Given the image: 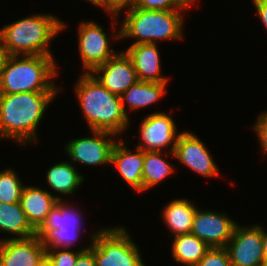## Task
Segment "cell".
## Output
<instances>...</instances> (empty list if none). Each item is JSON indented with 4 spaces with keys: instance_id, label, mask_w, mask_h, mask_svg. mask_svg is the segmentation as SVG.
I'll return each instance as SVG.
<instances>
[{
    "instance_id": "obj_26",
    "label": "cell",
    "mask_w": 267,
    "mask_h": 266,
    "mask_svg": "<svg viewBox=\"0 0 267 266\" xmlns=\"http://www.w3.org/2000/svg\"><path fill=\"white\" fill-rule=\"evenodd\" d=\"M91 243L86 246L80 248L78 251H71V249L66 248H46V256L45 262L49 266H74L77 262L79 254L89 249Z\"/></svg>"
},
{
    "instance_id": "obj_23",
    "label": "cell",
    "mask_w": 267,
    "mask_h": 266,
    "mask_svg": "<svg viewBox=\"0 0 267 266\" xmlns=\"http://www.w3.org/2000/svg\"><path fill=\"white\" fill-rule=\"evenodd\" d=\"M172 238V257L176 262L187 266H195L210 249L204 241L191 233Z\"/></svg>"
},
{
    "instance_id": "obj_31",
    "label": "cell",
    "mask_w": 267,
    "mask_h": 266,
    "mask_svg": "<svg viewBox=\"0 0 267 266\" xmlns=\"http://www.w3.org/2000/svg\"><path fill=\"white\" fill-rule=\"evenodd\" d=\"M74 266H96L92 243L89 249L84 250L79 254L77 262Z\"/></svg>"
},
{
    "instance_id": "obj_9",
    "label": "cell",
    "mask_w": 267,
    "mask_h": 266,
    "mask_svg": "<svg viewBox=\"0 0 267 266\" xmlns=\"http://www.w3.org/2000/svg\"><path fill=\"white\" fill-rule=\"evenodd\" d=\"M78 47L84 73H91L118 53L110 49L109 36L94 21L81 22L78 25Z\"/></svg>"
},
{
    "instance_id": "obj_16",
    "label": "cell",
    "mask_w": 267,
    "mask_h": 266,
    "mask_svg": "<svg viewBox=\"0 0 267 266\" xmlns=\"http://www.w3.org/2000/svg\"><path fill=\"white\" fill-rule=\"evenodd\" d=\"M125 141H116L111 153V162L121 178L138 193H142V170L144 150L136 147L133 152L125 146Z\"/></svg>"
},
{
    "instance_id": "obj_34",
    "label": "cell",
    "mask_w": 267,
    "mask_h": 266,
    "mask_svg": "<svg viewBox=\"0 0 267 266\" xmlns=\"http://www.w3.org/2000/svg\"><path fill=\"white\" fill-rule=\"evenodd\" d=\"M5 51L1 48V45H0V73H1V68H2V64H3V61L5 59Z\"/></svg>"
},
{
    "instance_id": "obj_10",
    "label": "cell",
    "mask_w": 267,
    "mask_h": 266,
    "mask_svg": "<svg viewBox=\"0 0 267 266\" xmlns=\"http://www.w3.org/2000/svg\"><path fill=\"white\" fill-rule=\"evenodd\" d=\"M94 136L75 138L65 145L66 154L73 160L89 166L110 164L115 133L105 130H91ZM114 137V138H113Z\"/></svg>"
},
{
    "instance_id": "obj_17",
    "label": "cell",
    "mask_w": 267,
    "mask_h": 266,
    "mask_svg": "<svg viewBox=\"0 0 267 266\" xmlns=\"http://www.w3.org/2000/svg\"><path fill=\"white\" fill-rule=\"evenodd\" d=\"M124 52L131 59L139 81L168 82V78L161 75L162 67L157 43L130 45Z\"/></svg>"
},
{
    "instance_id": "obj_27",
    "label": "cell",
    "mask_w": 267,
    "mask_h": 266,
    "mask_svg": "<svg viewBox=\"0 0 267 266\" xmlns=\"http://www.w3.org/2000/svg\"><path fill=\"white\" fill-rule=\"evenodd\" d=\"M131 8L144 10L176 11L190 8L183 0H132Z\"/></svg>"
},
{
    "instance_id": "obj_20",
    "label": "cell",
    "mask_w": 267,
    "mask_h": 266,
    "mask_svg": "<svg viewBox=\"0 0 267 266\" xmlns=\"http://www.w3.org/2000/svg\"><path fill=\"white\" fill-rule=\"evenodd\" d=\"M188 199H176L165 205L162 218L173 237L180 234H189L192 229L193 218L197 206Z\"/></svg>"
},
{
    "instance_id": "obj_30",
    "label": "cell",
    "mask_w": 267,
    "mask_h": 266,
    "mask_svg": "<svg viewBox=\"0 0 267 266\" xmlns=\"http://www.w3.org/2000/svg\"><path fill=\"white\" fill-rule=\"evenodd\" d=\"M131 1L132 0H100V7L105 9L107 13H109L113 19L116 16L121 15V12L128 8H131ZM130 7V8H129Z\"/></svg>"
},
{
    "instance_id": "obj_4",
    "label": "cell",
    "mask_w": 267,
    "mask_h": 266,
    "mask_svg": "<svg viewBox=\"0 0 267 266\" xmlns=\"http://www.w3.org/2000/svg\"><path fill=\"white\" fill-rule=\"evenodd\" d=\"M66 28L57 16L35 14L0 29V45L6 55H53L50 41Z\"/></svg>"
},
{
    "instance_id": "obj_14",
    "label": "cell",
    "mask_w": 267,
    "mask_h": 266,
    "mask_svg": "<svg viewBox=\"0 0 267 266\" xmlns=\"http://www.w3.org/2000/svg\"><path fill=\"white\" fill-rule=\"evenodd\" d=\"M91 74L103 87L118 96L138 81L135 67L124 51H119L116 56L96 67Z\"/></svg>"
},
{
    "instance_id": "obj_25",
    "label": "cell",
    "mask_w": 267,
    "mask_h": 266,
    "mask_svg": "<svg viewBox=\"0 0 267 266\" xmlns=\"http://www.w3.org/2000/svg\"><path fill=\"white\" fill-rule=\"evenodd\" d=\"M13 169L0 171V202L17 203L20 201L24 184Z\"/></svg>"
},
{
    "instance_id": "obj_29",
    "label": "cell",
    "mask_w": 267,
    "mask_h": 266,
    "mask_svg": "<svg viewBox=\"0 0 267 266\" xmlns=\"http://www.w3.org/2000/svg\"><path fill=\"white\" fill-rule=\"evenodd\" d=\"M254 124L253 129L261 145V151L267 154V111L262 112Z\"/></svg>"
},
{
    "instance_id": "obj_36",
    "label": "cell",
    "mask_w": 267,
    "mask_h": 266,
    "mask_svg": "<svg viewBox=\"0 0 267 266\" xmlns=\"http://www.w3.org/2000/svg\"><path fill=\"white\" fill-rule=\"evenodd\" d=\"M188 6H190L191 7V5H193L194 3V1H196V0H183Z\"/></svg>"
},
{
    "instance_id": "obj_1",
    "label": "cell",
    "mask_w": 267,
    "mask_h": 266,
    "mask_svg": "<svg viewBox=\"0 0 267 266\" xmlns=\"http://www.w3.org/2000/svg\"><path fill=\"white\" fill-rule=\"evenodd\" d=\"M60 92L0 94V139L24 145L37 142V127L45 110Z\"/></svg>"
},
{
    "instance_id": "obj_13",
    "label": "cell",
    "mask_w": 267,
    "mask_h": 266,
    "mask_svg": "<svg viewBox=\"0 0 267 266\" xmlns=\"http://www.w3.org/2000/svg\"><path fill=\"white\" fill-rule=\"evenodd\" d=\"M236 224L237 222L224 212L197 208L190 233L204 241L210 248L226 247Z\"/></svg>"
},
{
    "instance_id": "obj_33",
    "label": "cell",
    "mask_w": 267,
    "mask_h": 266,
    "mask_svg": "<svg viewBox=\"0 0 267 266\" xmlns=\"http://www.w3.org/2000/svg\"><path fill=\"white\" fill-rule=\"evenodd\" d=\"M262 241H263L264 254L267 259V232L266 229L264 228H262Z\"/></svg>"
},
{
    "instance_id": "obj_35",
    "label": "cell",
    "mask_w": 267,
    "mask_h": 266,
    "mask_svg": "<svg viewBox=\"0 0 267 266\" xmlns=\"http://www.w3.org/2000/svg\"><path fill=\"white\" fill-rule=\"evenodd\" d=\"M87 1H90L94 6L100 7V0H87Z\"/></svg>"
},
{
    "instance_id": "obj_15",
    "label": "cell",
    "mask_w": 267,
    "mask_h": 266,
    "mask_svg": "<svg viewBox=\"0 0 267 266\" xmlns=\"http://www.w3.org/2000/svg\"><path fill=\"white\" fill-rule=\"evenodd\" d=\"M46 250L44 241L37 235L0 240L2 266H40L45 260Z\"/></svg>"
},
{
    "instance_id": "obj_24",
    "label": "cell",
    "mask_w": 267,
    "mask_h": 266,
    "mask_svg": "<svg viewBox=\"0 0 267 266\" xmlns=\"http://www.w3.org/2000/svg\"><path fill=\"white\" fill-rule=\"evenodd\" d=\"M162 151H144L142 193L154 188L174 171L173 165L162 157Z\"/></svg>"
},
{
    "instance_id": "obj_19",
    "label": "cell",
    "mask_w": 267,
    "mask_h": 266,
    "mask_svg": "<svg viewBox=\"0 0 267 266\" xmlns=\"http://www.w3.org/2000/svg\"><path fill=\"white\" fill-rule=\"evenodd\" d=\"M166 86L167 82L151 83L138 80L120 96L125 114H129L126 105L129 109L139 110L159 101L167 92Z\"/></svg>"
},
{
    "instance_id": "obj_3",
    "label": "cell",
    "mask_w": 267,
    "mask_h": 266,
    "mask_svg": "<svg viewBox=\"0 0 267 266\" xmlns=\"http://www.w3.org/2000/svg\"><path fill=\"white\" fill-rule=\"evenodd\" d=\"M77 80L74 91L89 129L122 134L130 120L120 96L103 87L91 73H82Z\"/></svg>"
},
{
    "instance_id": "obj_18",
    "label": "cell",
    "mask_w": 267,
    "mask_h": 266,
    "mask_svg": "<svg viewBox=\"0 0 267 266\" xmlns=\"http://www.w3.org/2000/svg\"><path fill=\"white\" fill-rule=\"evenodd\" d=\"M59 200L63 199L48 190L25 185L19 203L29 223L37 231Z\"/></svg>"
},
{
    "instance_id": "obj_37",
    "label": "cell",
    "mask_w": 267,
    "mask_h": 266,
    "mask_svg": "<svg viewBox=\"0 0 267 266\" xmlns=\"http://www.w3.org/2000/svg\"><path fill=\"white\" fill-rule=\"evenodd\" d=\"M40 266H49V265L45 261H43Z\"/></svg>"
},
{
    "instance_id": "obj_6",
    "label": "cell",
    "mask_w": 267,
    "mask_h": 266,
    "mask_svg": "<svg viewBox=\"0 0 267 266\" xmlns=\"http://www.w3.org/2000/svg\"><path fill=\"white\" fill-rule=\"evenodd\" d=\"M123 226L101 228L90 235L96 266H145L139 247Z\"/></svg>"
},
{
    "instance_id": "obj_32",
    "label": "cell",
    "mask_w": 267,
    "mask_h": 266,
    "mask_svg": "<svg viewBox=\"0 0 267 266\" xmlns=\"http://www.w3.org/2000/svg\"><path fill=\"white\" fill-rule=\"evenodd\" d=\"M257 14L267 30V0L253 1Z\"/></svg>"
},
{
    "instance_id": "obj_5",
    "label": "cell",
    "mask_w": 267,
    "mask_h": 266,
    "mask_svg": "<svg viewBox=\"0 0 267 266\" xmlns=\"http://www.w3.org/2000/svg\"><path fill=\"white\" fill-rule=\"evenodd\" d=\"M182 10L162 11L130 8L113 39L134 38L135 44H156L157 40H181L184 16Z\"/></svg>"
},
{
    "instance_id": "obj_11",
    "label": "cell",
    "mask_w": 267,
    "mask_h": 266,
    "mask_svg": "<svg viewBox=\"0 0 267 266\" xmlns=\"http://www.w3.org/2000/svg\"><path fill=\"white\" fill-rule=\"evenodd\" d=\"M139 126L141 142L136 147L144 151H161L171 145L168 152L170 154L174 152L179 133L175 121L168 114L151 113L143 119Z\"/></svg>"
},
{
    "instance_id": "obj_2",
    "label": "cell",
    "mask_w": 267,
    "mask_h": 266,
    "mask_svg": "<svg viewBox=\"0 0 267 266\" xmlns=\"http://www.w3.org/2000/svg\"><path fill=\"white\" fill-rule=\"evenodd\" d=\"M53 55H6L0 73V94L60 92Z\"/></svg>"
},
{
    "instance_id": "obj_21",
    "label": "cell",
    "mask_w": 267,
    "mask_h": 266,
    "mask_svg": "<svg viewBox=\"0 0 267 266\" xmlns=\"http://www.w3.org/2000/svg\"><path fill=\"white\" fill-rule=\"evenodd\" d=\"M0 231L13 234L14 239L36 235V230L29 223L19 202L12 204L0 202Z\"/></svg>"
},
{
    "instance_id": "obj_8",
    "label": "cell",
    "mask_w": 267,
    "mask_h": 266,
    "mask_svg": "<svg viewBox=\"0 0 267 266\" xmlns=\"http://www.w3.org/2000/svg\"><path fill=\"white\" fill-rule=\"evenodd\" d=\"M262 227L258 224L250 227L236 224L225 247L232 266H266Z\"/></svg>"
},
{
    "instance_id": "obj_7",
    "label": "cell",
    "mask_w": 267,
    "mask_h": 266,
    "mask_svg": "<svg viewBox=\"0 0 267 266\" xmlns=\"http://www.w3.org/2000/svg\"><path fill=\"white\" fill-rule=\"evenodd\" d=\"M68 204L65 200H59L36 231V235L44 241L46 248L72 249L71 247L76 244L82 227V213L78 208L74 209L73 204Z\"/></svg>"
},
{
    "instance_id": "obj_12",
    "label": "cell",
    "mask_w": 267,
    "mask_h": 266,
    "mask_svg": "<svg viewBox=\"0 0 267 266\" xmlns=\"http://www.w3.org/2000/svg\"><path fill=\"white\" fill-rule=\"evenodd\" d=\"M171 155L200 176L215 177L220 174L204 142L190 130L179 132L174 152Z\"/></svg>"
},
{
    "instance_id": "obj_28",
    "label": "cell",
    "mask_w": 267,
    "mask_h": 266,
    "mask_svg": "<svg viewBox=\"0 0 267 266\" xmlns=\"http://www.w3.org/2000/svg\"><path fill=\"white\" fill-rule=\"evenodd\" d=\"M195 266H232V264L225 247H213Z\"/></svg>"
},
{
    "instance_id": "obj_22",
    "label": "cell",
    "mask_w": 267,
    "mask_h": 266,
    "mask_svg": "<svg viewBox=\"0 0 267 266\" xmlns=\"http://www.w3.org/2000/svg\"><path fill=\"white\" fill-rule=\"evenodd\" d=\"M83 180L84 177L77 171L76 166L67 161L54 164L46 173L47 184L60 196L75 193Z\"/></svg>"
}]
</instances>
